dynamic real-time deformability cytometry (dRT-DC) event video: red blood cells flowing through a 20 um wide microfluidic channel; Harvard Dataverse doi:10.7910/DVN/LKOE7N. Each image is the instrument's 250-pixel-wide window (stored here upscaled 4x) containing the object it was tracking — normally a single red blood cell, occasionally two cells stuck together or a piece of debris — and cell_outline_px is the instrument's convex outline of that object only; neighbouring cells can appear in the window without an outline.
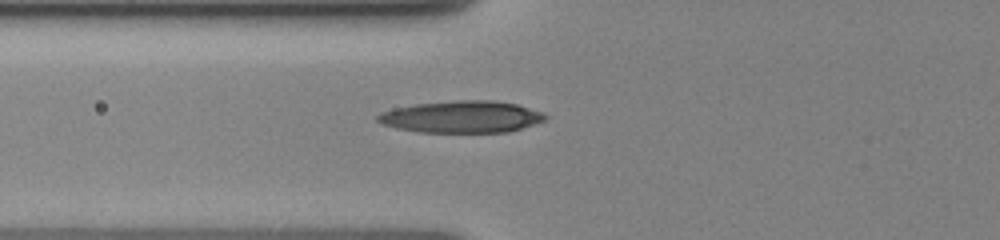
{"species": "human", "species_latin": "Homo sapiens", "temperature_condition": "cold", "stored_images_in_passage": 10, "segment_of_instrument_passage": [2, 2], "camera_frame_rate_fps": 3000, "um_per_image_px": 0.085, "donor": {"sex": "female"}, "frame": {"image": 1, "passage_image": 10, "time_ms": 8.333, "image_size_px": [1000, 240], "cell_outline_px": [[548, 116], [544, 120], [508, 132], [416, 132], [396, 128], [380, 124], [376, 120], [376, 116], [380, 112], [396, 108], [416, 104], [456, 100], [492, 100], [516, 104], [544, 112]], "centroid_in_image_um": [39.2, 9.93], "position_along_channel_um": 86.6, "area_um2": 31.15}}